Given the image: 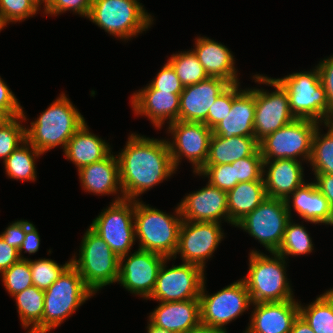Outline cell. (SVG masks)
Listing matches in <instances>:
<instances>
[{
    "label": "cell",
    "mask_w": 333,
    "mask_h": 333,
    "mask_svg": "<svg viewBox=\"0 0 333 333\" xmlns=\"http://www.w3.org/2000/svg\"><path fill=\"white\" fill-rule=\"evenodd\" d=\"M120 185L124 199L135 200L166 180L176 169L167 140L131 134L119 155Z\"/></svg>",
    "instance_id": "6da1fadb"
},
{
    "label": "cell",
    "mask_w": 333,
    "mask_h": 333,
    "mask_svg": "<svg viewBox=\"0 0 333 333\" xmlns=\"http://www.w3.org/2000/svg\"><path fill=\"white\" fill-rule=\"evenodd\" d=\"M84 123V117L62 93L36 121L31 122L30 128L25 127L26 141L42 154L59 145L65 149Z\"/></svg>",
    "instance_id": "7a4b0ae2"
},
{
    "label": "cell",
    "mask_w": 333,
    "mask_h": 333,
    "mask_svg": "<svg viewBox=\"0 0 333 333\" xmlns=\"http://www.w3.org/2000/svg\"><path fill=\"white\" fill-rule=\"evenodd\" d=\"M175 209L176 217L151 208L139 199L135 201L134 225L135 237L139 238L140 242L138 249L155 252L167 258L175 256L183 221L179 205Z\"/></svg>",
    "instance_id": "3957f363"
},
{
    "label": "cell",
    "mask_w": 333,
    "mask_h": 333,
    "mask_svg": "<svg viewBox=\"0 0 333 333\" xmlns=\"http://www.w3.org/2000/svg\"><path fill=\"white\" fill-rule=\"evenodd\" d=\"M249 255V272L243 280L252 303L295 300L287 281L283 256L274 252V257L270 258L254 250Z\"/></svg>",
    "instance_id": "277c9868"
},
{
    "label": "cell",
    "mask_w": 333,
    "mask_h": 333,
    "mask_svg": "<svg viewBox=\"0 0 333 333\" xmlns=\"http://www.w3.org/2000/svg\"><path fill=\"white\" fill-rule=\"evenodd\" d=\"M276 80L286 90L290 110L296 119L324 121V124L333 121V110L326 98L317 66L311 72L292 73Z\"/></svg>",
    "instance_id": "5b68a950"
},
{
    "label": "cell",
    "mask_w": 333,
    "mask_h": 333,
    "mask_svg": "<svg viewBox=\"0 0 333 333\" xmlns=\"http://www.w3.org/2000/svg\"><path fill=\"white\" fill-rule=\"evenodd\" d=\"M94 293L86 286L78 270L71 264L61 276L44 291V312L41 333L58 327Z\"/></svg>",
    "instance_id": "8992f818"
},
{
    "label": "cell",
    "mask_w": 333,
    "mask_h": 333,
    "mask_svg": "<svg viewBox=\"0 0 333 333\" xmlns=\"http://www.w3.org/2000/svg\"><path fill=\"white\" fill-rule=\"evenodd\" d=\"M80 247L79 259L73 256L71 264L94 294L102 287L117 282L119 257L91 227L84 234Z\"/></svg>",
    "instance_id": "52a82bcc"
},
{
    "label": "cell",
    "mask_w": 333,
    "mask_h": 333,
    "mask_svg": "<svg viewBox=\"0 0 333 333\" xmlns=\"http://www.w3.org/2000/svg\"><path fill=\"white\" fill-rule=\"evenodd\" d=\"M139 0H93L90 21L110 35L129 39L146 31L153 23Z\"/></svg>",
    "instance_id": "ba28073f"
},
{
    "label": "cell",
    "mask_w": 333,
    "mask_h": 333,
    "mask_svg": "<svg viewBox=\"0 0 333 333\" xmlns=\"http://www.w3.org/2000/svg\"><path fill=\"white\" fill-rule=\"evenodd\" d=\"M319 123L309 119H294L291 123L266 136L259 142L264 161L295 159L310 160L313 136Z\"/></svg>",
    "instance_id": "9c48e42d"
},
{
    "label": "cell",
    "mask_w": 333,
    "mask_h": 333,
    "mask_svg": "<svg viewBox=\"0 0 333 333\" xmlns=\"http://www.w3.org/2000/svg\"><path fill=\"white\" fill-rule=\"evenodd\" d=\"M96 217L90 227L110 246L120 258L128 256L135 237V200L115 198L110 206Z\"/></svg>",
    "instance_id": "30bf717a"
},
{
    "label": "cell",
    "mask_w": 333,
    "mask_h": 333,
    "mask_svg": "<svg viewBox=\"0 0 333 333\" xmlns=\"http://www.w3.org/2000/svg\"><path fill=\"white\" fill-rule=\"evenodd\" d=\"M291 219L284 199L267 197L235 227L248 232L270 253L277 252Z\"/></svg>",
    "instance_id": "8fae6325"
},
{
    "label": "cell",
    "mask_w": 333,
    "mask_h": 333,
    "mask_svg": "<svg viewBox=\"0 0 333 333\" xmlns=\"http://www.w3.org/2000/svg\"><path fill=\"white\" fill-rule=\"evenodd\" d=\"M258 83L268 84L274 92L255 88L254 137L258 142L296 119L289 106L286 90L273 78L254 75Z\"/></svg>",
    "instance_id": "7c38bea8"
},
{
    "label": "cell",
    "mask_w": 333,
    "mask_h": 333,
    "mask_svg": "<svg viewBox=\"0 0 333 333\" xmlns=\"http://www.w3.org/2000/svg\"><path fill=\"white\" fill-rule=\"evenodd\" d=\"M200 322L227 333L224 325L235 320L252 304L243 279L213 295L205 294V280L200 296ZM224 327V328H223Z\"/></svg>",
    "instance_id": "4fadbf2b"
},
{
    "label": "cell",
    "mask_w": 333,
    "mask_h": 333,
    "mask_svg": "<svg viewBox=\"0 0 333 333\" xmlns=\"http://www.w3.org/2000/svg\"><path fill=\"white\" fill-rule=\"evenodd\" d=\"M158 273L155 288L148 299L160 302H175L190 299H199L204 282V270L190 263L182 262L181 265H173L166 269L165 263Z\"/></svg>",
    "instance_id": "5bb4252c"
},
{
    "label": "cell",
    "mask_w": 333,
    "mask_h": 333,
    "mask_svg": "<svg viewBox=\"0 0 333 333\" xmlns=\"http://www.w3.org/2000/svg\"><path fill=\"white\" fill-rule=\"evenodd\" d=\"M173 134V142H168L172 163L177 169L181 156L193 164L197 173L206 163L209 154V142L212 129L201 122L175 121L168 126Z\"/></svg>",
    "instance_id": "9a60e30c"
},
{
    "label": "cell",
    "mask_w": 333,
    "mask_h": 333,
    "mask_svg": "<svg viewBox=\"0 0 333 333\" xmlns=\"http://www.w3.org/2000/svg\"><path fill=\"white\" fill-rule=\"evenodd\" d=\"M220 223L216 222H190L183 220L179 230L178 247L176 254H181L185 263L195 264L205 268L206 259H209L218 244L223 239Z\"/></svg>",
    "instance_id": "2e32d148"
},
{
    "label": "cell",
    "mask_w": 333,
    "mask_h": 333,
    "mask_svg": "<svg viewBox=\"0 0 333 333\" xmlns=\"http://www.w3.org/2000/svg\"><path fill=\"white\" fill-rule=\"evenodd\" d=\"M127 258L125 259V255L119 258L117 282L131 293L148 299L155 288L159 270L167 257L138 249ZM124 261L125 264H123Z\"/></svg>",
    "instance_id": "e0dca14e"
},
{
    "label": "cell",
    "mask_w": 333,
    "mask_h": 333,
    "mask_svg": "<svg viewBox=\"0 0 333 333\" xmlns=\"http://www.w3.org/2000/svg\"><path fill=\"white\" fill-rule=\"evenodd\" d=\"M230 85L222 78L209 77L196 84L184 86L180 94L178 120L206 124L210 107Z\"/></svg>",
    "instance_id": "ac0fdd59"
},
{
    "label": "cell",
    "mask_w": 333,
    "mask_h": 333,
    "mask_svg": "<svg viewBox=\"0 0 333 333\" xmlns=\"http://www.w3.org/2000/svg\"><path fill=\"white\" fill-rule=\"evenodd\" d=\"M182 219L190 222H229L227 192L209 183L188 194L179 204Z\"/></svg>",
    "instance_id": "d6986e66"
},
{
    "label": "cell",
    "mask_w": 333,
    "mask_h": 333,
    "mask_svg": "<svg viewBox=\"0 0 333 333\" xmlns=\"http://www.w3.org/2000/svg\"><path fill=\"white\" fill-rule=\"evenodd\" d=\"M239 84H232L231 111L212 129L214 135L254 136L255 89L240 90Z\"/></svg>",
    "instance_id": "ffe728a7"
},
{
    "label": "cell",
    "mask_w": 333,
    "mask_h": 333,
    "mask_svg": "<svg viewBox=\"0 0 333 333\" xmlns=\"http://www.w3.org/2000/svg\"><path fill=\"white\" fill-rule=\"evenodd\" d=\"M251 323L244 333H290L299 315V303L295 300L253 303Z\"/></svg>",
    "instance_id": "44dd1931"
},
{
    "label": "cell",
    "mask_w": 333,
    "mask_h": 333,
    "mask_svg": "<svg viewBox=\"0 0 333 333\" xmlns=\"http://www.w3.org/2000/svg\"><path fill=\"white\" fill-rule=\"evenodd\" d=\"M135 114L146 115L156 128L169 119V124L179 119L180 94L154 89L150 84L133 94L131 99Z\"/></svg>",
    "instance_id": "7402d4cb"
},
{
    "label": "cell",
    "mask_w": 333,
    "mask_h": 333,
    "mask_svg": "<svg viewBox=\"0 0 333 333\" xmlns=\"http://www.w3.org/2000/svg\"><path fill=\"white\" fill-rule=\"evenodd\" d=\"M300 162V160L295 159L264 161L263 175L266 173V177H263V180L267 197L285 200L305 183L303 179V167ZM265 167L268 170H265Z\"/></svg>",
    "instance_id": "603a6c76"
},
{
    "label": "cell",
    "mask_w": 333,
    "mask_h": 333,
    "mask_svg": "<svg viewBox=\"0 0 333 333\" xmlns=\"http://www.w3.org/2000/svg\"><path fill=\"white\" fill-rule=\"evenodd\" d=\"M149 316V321L160 328L185 333L200 323V300L160 302Z\"/></svg>",
    "instance_id": "cb8c5ba5"
},
{
    "label": "cell",
    "mask_w": 333,
    "mask_h": 333,
    "mask_svg": "<svg viewBox=\"0 0 333 333\" xmlns=\"http://www.w3.org/2000/svg\"><path fill=\"white\" fill-rule=\"evenodd\" d=\"M195 47L193 51L209 77H219L230 84L239 83L233 55L225 45L206 37H198Z\"/></svg>",
    "instance_id": "d4e9b609"
},
{
    "label": "cell",
    "mask_w": 333,
    "mask_h": 333,
    "mask_svg": "<svg viewBox=\"0 0 333 333\" xmlns=\"http://www.w3.org/2000/svg\"><path fill=\"white\" fill-rule=\"evenodd\" d=\"M293 195L292 201L290 196ZM286 206L291 217V203L295 211L308 222L333 225V209L328 200L317 189L314 182L304 183L286 199Z\"/></svg>",
    "instance_id": "484cf974"
},
{
    "label": "cell",
    "mask_w": 333,
    "mask_h": 333,
    "mask_svg": "<svg viewBox=\"0 0 333 333\" xmlns=\"http://www.w3.org/2000/svg\"><path fill=\"white\" fill-rule=\"evenodd\" d=\"M116 155L111 153L104 159L83 166L78 170L83 188L94 194H117L120 185L119 161ZM119 186V187H118Z\"/></svg>",
    "instance_id": "4316f807"
},
{
    "label": "cell",
    "mask_w": 333,
    "mask_h": 333,
    "mask_svg": "<svg viewBox=\"0 0 333 333\" xmlns=\"http://www.w3.org/2000/svg\"><path fill=\"white\" fill-rule=\"evenodd\" d=\"M85 122L68 141L64 154L79 170L83 166L98 162L111 153L105 140L89 132Z\"/></svg>",
    "instance_id": "83f0119b"
},
{
    "label": "cell",
    "mask_w": 333,
    "mask_h": 333,
    "mask_svg": "<svg viewBox=\"0 0 333 333\" xmlns=\"http://www.w3.org/2000/svg\"><path fill=\"white\" fill-rule=\"evenodd\" d=\"M258 150L259 142L254 136L223 138L212 133L205 165L231 164L236 160L252 156Z\"/></svg>",
    "instance_id": "f1b7e54d"
},
{
    "label": "cell",
    "mask_w": 333,
    "mask_h": 333,
    "mask_svg": "<svg viewBox=\"0 0 333 333\" xmlns=\"http://www.w3.org/2000/svg\"><path fill=\"white\" fill-rule=\"evenodd\" d=\"M266 198L264 181L239 182L227 192L229 223L236 225Z\"/></svg>",
    "instance_id": "f546056e"
},
{
    "label": "cell",
    "mask_w": 333,
    "mask_h": 333,
    "mask_svg": "<svg viewBox=\"0 0 333 333\" xmlns=\"http://www.w3.org/2000/svg\"><path fill=\"white\" fill-rule=\"evenodd\" d=\"M16 300L19 317L29 333H41V320L44 312V290L31 286L13 296Z\"/></svg>",
    "instance_id": "4dcf8cb0"
},
{
    "label": "cell",
    "mask_w": 333,
    "mask_h": 333,
    "mask_svg": "<svg viewBox=\"0 0 333 333\" xmlns=\"http://www.w3.org/2000/svg\"><path fill=\"white\" fill-rule=\"evenodd\" d=\"M41 154L40 151L25 141L3 161L7 176L15 180L35 181L37 176L35 172V157H39Z\"/></svg>",
    "instance_id": "1f68e13d"
},
{
    "label": "cell",
    "mask_w": 333,
    "mask_h": 333,
    "mask_svg": "<svg viewBox=\"0 0 333 333\" xmlns=\"http://www.w3.org/2000/svg\"><path fill=\"white\" fill-rule=\"evenodd\" d=\"M326 134H320L319 125L313 136L310 164L314 174H333V121L325 123Z\"/></svg>",
    "instance_id": "d6a6232c"
},
{
    "label": "cell",
    "mask_w": 333,
    "mask_h": 333,
    "mask_svg": "<svg viewBox=\"0 0 333 333\" xmlns=\"http://www.w3.org/2000/svg\"><path fill=\"white\" fill-rule=\"evenodd\" d=\"M167 61L176 71L183 86L196 84L209 78L192 50L173 54Z\"/></svg>",
    "instance_id": "836d02e7"
},
{
    "label": "cell",
    "mask_w": 333,
    "mask_h": 333,
    "mask_svg": "<svg viewBox=\"0 0 333 333\" xmlns=\"http://www.w3.org/2000/svg\"><path fill=\"white\" fill-rule=\"evenodd\" d=\"M299 315L315 333H333V308L322 295L307 307L299 304Z\"/></svg>",
    "instance_id": "e575fe53"
},
{
    "label": "cell",
    "mask_w": 333,
    "mask_h": 333,
    "mask_svg": "<svg viewBox=\"0 0 333 333\" xmlns=\"http://www.w3.org/2000/svg\"><path fill=\"white\" fill-rule=\"evenodd\" d=\"M290 219L286 225L285 232L277 254L286 258L289 255H301L311 253L313 244L311 237L303 225L295 224Z\"/></svg>",
    "instance_id": "d590c367"
},
{
    "label": "cell",
    "mask_w": 333,
    "mask_h": 333,
    "mask_svg": "<svg viewBox=\"0 0 333 333\" xmlns=\"http://www.w3.org/2000/svg\"><path fill=\"white\" fill-rule=\"evenodd\" d=\"M26 120L24 111L21 115L11 117L0 126V158L4 161L26 141L25 126L18 120Z\"/></svg>",
    "instance_id": "8d00e7d4"
},
{
    "label": "cell",
    "mask_w": 333,
    "mask_h": 333,
    "mask_svg": "<svg viewBox=\"0 0 333 333\" xmlns=\"http://www.w3.org/2000/svg\"><path fill=\"white\" fill-rule=\"evenodd\" d=\"M71 265V260L64 265H59L51 259L29 260L33 286L47 290Z\"/></svg>",
    "instance_id": "74e56055"
},
{
    "label": "cell",
    "mask_w": 333,
    "mask_h": 333,
    "mask_svg": "<svg viewBox=\"0 0 333 333\" xmlns=\"http://www.w3.org/2000/svg\"><path fill=\"white\" fill-rule=\"evenodd\" d=\"M1 275L3 277L2 282H4L5 288L12 297L33 286L28 258L14 263L11 267L4 270Z\"/></svg>",
    "instance_id": "f35d334b"
},
{
    "label": "cell",
    "mask_w": 333,
    "mask_h": 333,
    "mask_svg": "<svg viewBox=\"0 0 333 333\" xmlns=\"http://www.w3.org/2000/svg\"><path fill=\"white\" fill-rule=\"evenodd\" d=\"M208 177V183L225 192L233 189L239 182L235 179L234 166L231 164L204 165L198 172Z\"/></svg>",
    "instance_id": "ab89813d"
},
{
    "label": "cell",
    "mask_w": 333,
    "mask_h": 333,
    "mask_svg": "<svg viewBox=\"0 0 333 333\" xmlns=\"http://www.w3.org/2000/svg\"><path fill=\"white\" fill-rule=\"evenodd\" d=\"M263 163L260 150L252 156L236 160L231 163V166H234L235 179L238 182L264 181Z\"/></svg>",
    "instance_id": "60d3db41"
},
{
    "label": "cell",
    "mask_w": 333,
    "mask_h": 333,
    "mask_svg": "<svg viewBox=\"0 0 333 333\" xmlns=\"http://www.w3.org/2000/svg\"><path fill=\"white\" fill-rule=\"evenodd\" d=\"M38 10L30 0H0V11L6 23L25 20Z\"/></svg>",
    "instance_id": "b9f144b4"
},
{
    "label": "cell",
    "mask_w": 333,
    "mask_h": 333,
    "mask_svg": "<svg viewBox=\"0 0 333 333\" xmlns=\"http://www.w3.org/2000/svg\"><path fill=\"white\" fill-rule=\"evenodd\" d=\"M150 85L156 90L166 91L173 94H181L184 89L176 71L169 62L164 64Z\"/></svg>",
    "instance_id": "7bdbcfd3"
},
{
    "label": "cell",
    "mask_w": 333,
    "mask_h": 333,
    "mask_svg": "<svg viewBox=\"0 0 333 333\" xmlns=\"http://www.w3.org/2000/svg\"><path fill=\"white\" fill-rule=\"evenodd\" d=\"M232 106V84L217 97L208 111L206 125L213 129L231 111Z\"/></svg>",
    "instance_id": "ee69618b"
},
{
    "label": "cell",
    "mask_w": 333,
    "mask_h": 333,
    "mask_svg": "<svg viewBox=\"0 0 333 333\" xmlns=\"http://www.w3.org/2000/svg\"><path fill=\"white\" fill-rule=\"evenodd\" d=\"M93 0H51L44 8V12L57 15L72 10L80 16L88 17Z\"/></svg>",
    "instance_id": "f6af8a7d"
},
{
    "label": "cell",
    "mask_w": 333,
    "mask_h": 333,
    "mask_svg": "<svg viewBox=\"0 0 333 333\" xmlns=\"http://www.w3.org/2000/svg\"><path fill=\"white\" fill-rule=\"evenodd\" d=\"M0 108L10 117H16L22 114L23 109L13 92L7 84L0 78Z\"/></svg>",
    "instance_id": "bcb514c9"
},
{
    "label": "cell",
    "mask_w": 333,
    "mask_h": 333,
    "mask_svg": "<svg viewBox=\"0 0 333 333\" xmlns=\"http://www.w3.org/2000/svg\"><path fill=\"white\" fill-rule=\"evenodd\" d=\"M318 65L321 84L325 89L329 106L333 110V55L324 59Z\"/></svg>",
    "instance_id": "7dc6e473"
},
{
    "label": "cell",
    "mask_w": 333,
    "mask_h": 333,
    "mask_svg": "<svg viewBox=\"0 0 333 333\" xmlns=\"http://www.w3.org/2000/svg\"><path fill=\"white\" fill-rule=\"evenodd\" d=\"M26 235V221L19 220L9 225L6 230L0 234L2 239L10 246L20 249Z\"/></svg>",
    "instance_id": "c3c4849f"
},
{
    "label": "cell",
    "mask_w": 333,
    "mask_h": 333,
    "mask_svg": "<svg viewBox=\"0 0 333 333\" xmlns=\"http://www.w3.org/2000/svg\"><path fill=\"white\" fill-rule=\"evenodd\" d=\"M39 246H40V236L37 232V229L32 223L26 220V235L22 243V246L19 249L20 260H26V258L21 256L22 250L25 249V253L28 252L29 254H32L36 253L39 250Z\"/></svg>",
    "instance_id": "681fc988"
},
{
    "label": "cell",
    "mask_w": 333,
    "mask_h": 333,
    "mask_svg": "<svg viewBox=\"0 0 333 333\" xmlns=\"http://www.w3.org/2000/svg\"><path fill=\"white\" fill-rule=\"evenodd\" d=\"M20 260L19 250L8 245L0 236V273Z\"/></svg>",
    "instance_id": "f907efd6"
},
{
    "label": "cell",
    "mask_w": 333,
    "mask_h": 333,
    "mask_svg": "<svg viewBox=\"0 0 333 333\" xmlns=\"http://www.w3.org/2000/svg\"><path fill=\"white\" fill-rule=\"evenodd\" d=\"M316 178L317 189L328 200L329 205L333 209V174H314Z\"/></svg>",
    "instance_id": "816d5d0a"
},
{
    "label": "cell",
    "mask_w": 333,
    "mask_h": 333,
    "mask_svg": "<svg viewBox=\"0 0 333 333\" xmlns=\"http://www.w3.org/2000/svg\"><path fill=\"white\" fill-rule=\"evenodd\" d=\"M290 333H315L306 321L298 315L294 320Z\"/></svg>",
    "instance_id": "f5cc1de1"
},
{
    "label": "cell",
    "mask_w": 333,
    "mask_h": 333,
    "mask_svg": "<svg viewBox=\"0 0 333 333\" xmlns=\"http://www.w3.org/2000/svg\"><path fill=\"white\" fill-rule=\"evenodd\" d=\"M185 333H225V332L222 331V330H220V329H217V328H214V327L202 324L200 322L197 326H195L193 328H190Z\"/></svg>",
    "instance_id": "db71d44e"
},
{
    "label": "cell",
    "mask_w": 333,
    "mask_h": 333,
    "mask_svg": "<svg viewBox=\"0 0 333 333\" xmlns=\"http://www.w3.org/2000/svg\"><path fill=\"white\" fill-rule=\"evenodd\" d=\"M147 333H174L168 330H165L164 328H160L158 326L153 325L150 321L147 326Z\"/></svg>",
    "instance_id": "11a10c76"
},
{
    "label": "cell",
    "mask_w": 333,
    "mask_h": 333,
    "mask_svg": "<svg viewBox=\"0 0 333 333\" xmlns=\"http://www.w3.org/2000/svg\"><path fill=\"white\" fill-rule=\"evenodd\" d=\"M322 296L328 301V303L333 308V288L326 291V293L324 292V294H322Z\"/></svg>",
    "instance_id": "9f6ffc18"
},
{
    "label": "cell",
    "mask_w": 333,
    "mask_h": 333,
    "mask_svg": "<svg viewBox=\"0 0 333 333\" xmlns=\"http://www.w3.org/2000/svg\"><path fill=\"white\" fill-rule=\"evenodd\" d=\"M11 117L0 108V126L3 125L7 120H9Z\"/></svg>",
    "instance_id": "6f0895ef"
},
{
    "label": "cell",
    "mask_w": 333,
    "mask_h": 333,
    "mask_svg": "<svg viewBox=\"0 0 333 333\" xmlns=\"http://www.w3.org/2000/svg\"><path fill=\"white\" fill-rule=\"evenodd\" d=\"M7 25V23L4 21L3 16L0 11V31Z\"/></svg>",
    "instance_id": "680465c9"
},
{
    "label": "cell",
    "mask_w": 333,
    "mask_h": 333,
    "mask_svg": "<svg viewBox=\"0 0 333 333\" xmlns=\"http://www.w3.org/2000/svg\"><path fill=\"white\" fill-rule=\"evenodd\" d=\"M32 1L38 8L41 5V0H30Z\"/></svg>",
    "instance_id": "91938a15"
},
{
    "label": "cell",
    "mask_w": 333,
    "mask_h": 333,
    "mask_svg": "<svg viewBox=\"0 0 333 333\" xmlns=\"http://www.w3.org/2000/svg\"><path fill=\"white\" fill-rule=\"evenodd\" d=\"M51 0H41V5L44 2L43 7L45 8V6L50 2Z\"/></svg>",
    "instance_id": "94428289"
}]
</instances>
